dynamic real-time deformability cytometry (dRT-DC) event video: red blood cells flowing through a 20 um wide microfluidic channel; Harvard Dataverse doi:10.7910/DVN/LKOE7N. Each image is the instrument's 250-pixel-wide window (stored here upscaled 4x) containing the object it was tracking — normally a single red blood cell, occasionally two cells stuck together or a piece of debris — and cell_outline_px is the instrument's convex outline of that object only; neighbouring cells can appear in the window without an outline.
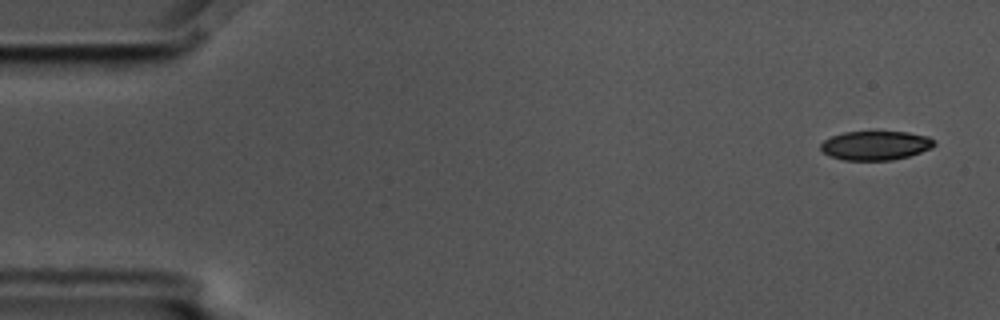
{"species": "common noctule bat (a hibernating species)", "species_latin": "Nyctalus noctula", "temperature_condition": "cold", "stored_images_in_passage": 7, "camera_frame_rate_fps": 3000, "um_per_image_px": 0.085, "animal": {"sex": "male", "body_mass_g": 17.5, "forearm_length_mm": 52.3}, "frame": {"image": 1, "passage_image": 1, "time_ms": 0.0, "image_size_px": [1000, 320], "cell_outline_px": [[936, 144], [932, 148], [908, 156], [892, 160], [844, 160], [828, 156], [820, 148], [820, 144], [824, 140], [832, 136], [844, 132], [908, 132], [928, 136], [936, 140]], "centroid_in_image_um": [74.44, 12.36], "position_along_channel_um": 10.6, "area_um2": 19.31}}
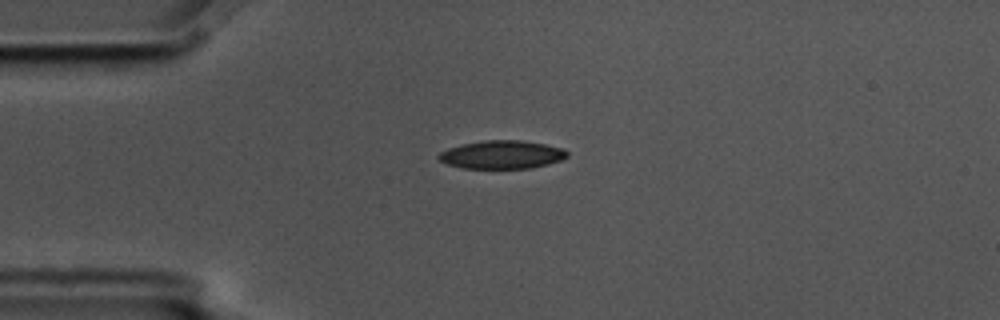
{"frame": {"image": 2, "passage_image": 4, "time_ms": 1.0, "image_size_px": [1000, 320], "cell_outline_px": [[568, 156], [560, 160], [548, 164], [532, 168], [464, 168], [448, 164], [440, 160], [436, 156], [440, 152], [448, 148], [464, 144], [484, 140], [524, 140], [564, 148], [568, 152]], "centroid_in_image_um": [42.68, 13.14], "position_along_channel_um": 42.3, "area_um2": 21.1}}